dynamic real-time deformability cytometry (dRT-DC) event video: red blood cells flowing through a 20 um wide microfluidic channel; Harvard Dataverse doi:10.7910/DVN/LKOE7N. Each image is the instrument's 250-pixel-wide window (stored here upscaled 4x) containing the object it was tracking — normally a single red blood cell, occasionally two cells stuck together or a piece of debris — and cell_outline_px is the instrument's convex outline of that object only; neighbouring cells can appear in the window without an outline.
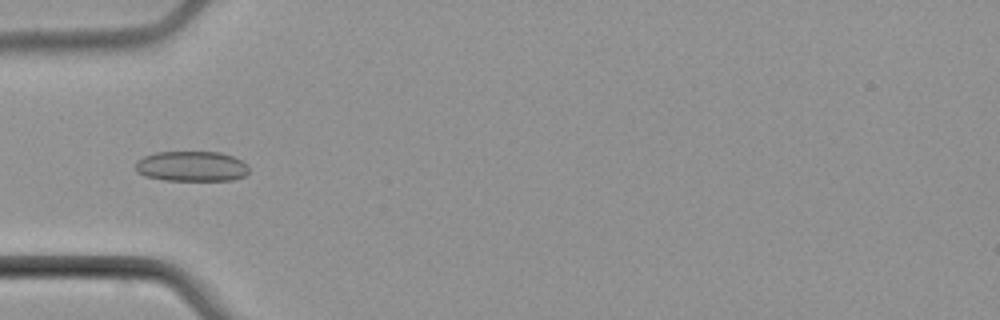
{"species": "common noctule bat (a hibernating species)", "species_latin": "Nyctalus noctula", "temperature_condition": "cold", "stored_images_in_passage": 6, "camera_frame_rate_fps": 3000, "um_per_image_px": 0.085, "animal": {"sex": "male", "body_mass_g": 21.5, "forearm_length_mm": 52.0}, "frame": {"image": 1, "passage_image": 4, "time_ms": 3.667, "image_size_px": [1000, 320], "cell_outline_px": [[248, 172], [244, 176], [232, 180], [164, 180], [144, 176], [136, 172], [136, 160], [144, 156], [156, 152], [220, 152], [232, 156], [248, 164]], "centroid_in_image_um": [16.26, 14.13], "position_along_channel_um": 68.7, "area_um2": 20.06}}
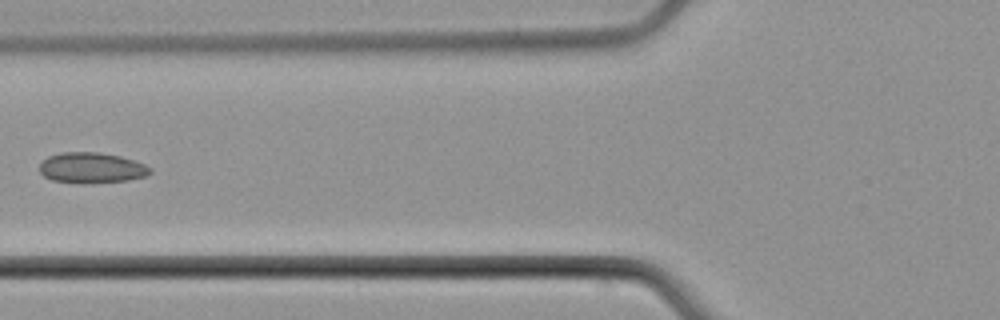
{"frame": {"image": 2, "passage_image": 5, "time_ms": 5.0, "image_size_px": [1000, 320], "cell_outline_px": [[152, 172], [148, 176], [128, 180], [88, 184], [84, 184], [52, 180], [44, 176], [40, 172], [40, 164], [48, 156], [60, 152], [96, 152], [120, 156], [144, 164], [152, 168]], "centroid_in_image_um": [7.8, 14.28], "position_along_channel_um": 118.0, "area_um2": 19.88}}
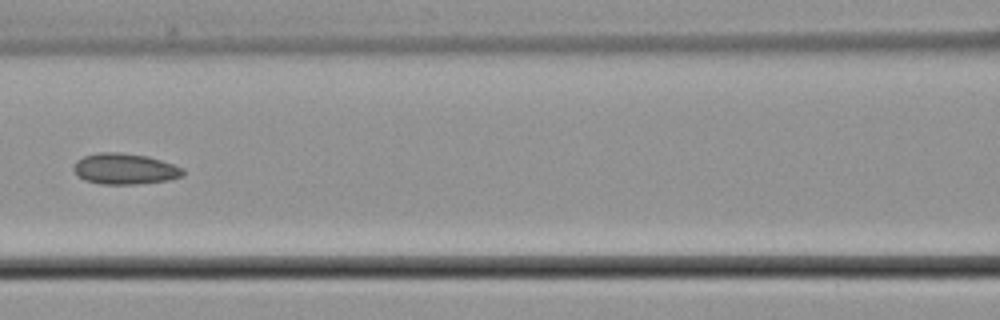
{"frame": {"image": 3, "passage_image": 6, "time_ms": 6.0, "image_size_px": [1000, 320], "cell_outline_px": [[184, 176], [168, 180], [136, 184], [100, 184], [84, 180], [72, 168], [76, 160], [84, 156], [100, 152], [120, 152], [148, 156], [184, 168]], "centroid_in_image_um": [10.61, 14.35], "position_along_channel_um": 156.0, "area_um2": 19.71}}